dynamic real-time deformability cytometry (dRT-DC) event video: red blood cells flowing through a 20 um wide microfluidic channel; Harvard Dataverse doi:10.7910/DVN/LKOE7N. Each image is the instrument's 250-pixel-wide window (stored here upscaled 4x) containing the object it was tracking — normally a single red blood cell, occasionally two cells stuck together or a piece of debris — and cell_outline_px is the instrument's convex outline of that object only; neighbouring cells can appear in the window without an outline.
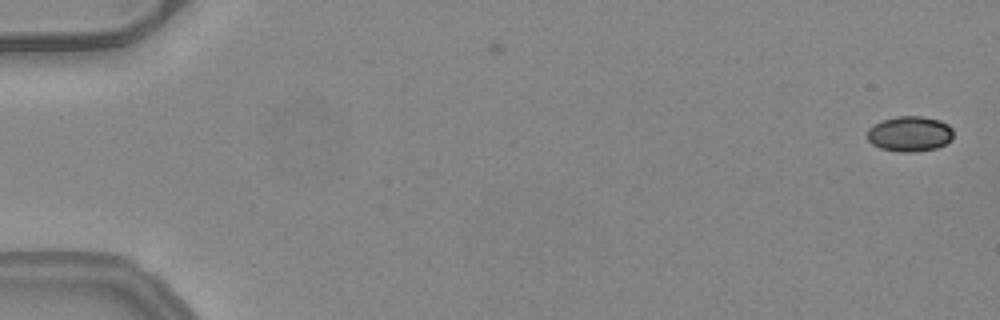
{"species": "common noctule bat (a hibernating species)", "species_latin": "Nyctalus noctula", "temperature_condition": "warm", "stored_images_in_passage": 52, "camera_frame_rate_fps": 3000, "um_per_image_px": 0.085, "animal": {"sex": "female", "body_mass_g": 24.6, "forearm_length_mm": 56.2}, "frame": {"image": 1, "passage_image": 1, "time_ms": 0.0, "image_size_px": [1000, 320], "cell_outline_px": [[952, 140], [936, 148], [916, 152], [900, 152], [880, 148], [872, 144], [868, 140], [868, 128], [884, 120], [896, 116], [920, 116], [940, 120], [948, 124], [952, 128]], "centroid_in_image_um": [77.34, 11.38], "position_along_channel_um": 7.7, "area_um2": 17.69}}
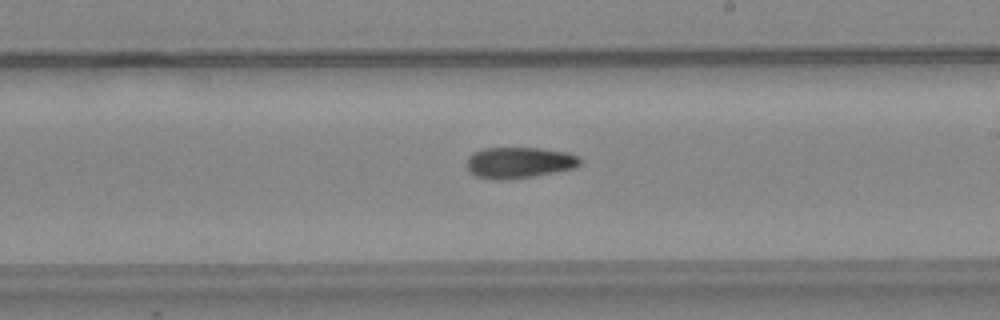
{"frame": {"image": 2, "passage_image": 31, "time_ms": 10.0, "image_size_px": [1000, 320], "cell_outline_px": [[580, 164], [576, 168], [556, 172], [508, 180], [492, 180], [476, 176], [468, 172], [468, 156], [484, 148], [536, 148], [568, 152], [580, 156]], "centroid_in_image_um": [44.14, 13.83], "position_along_channel_um": 244.9, "area_um2": 20.63}}
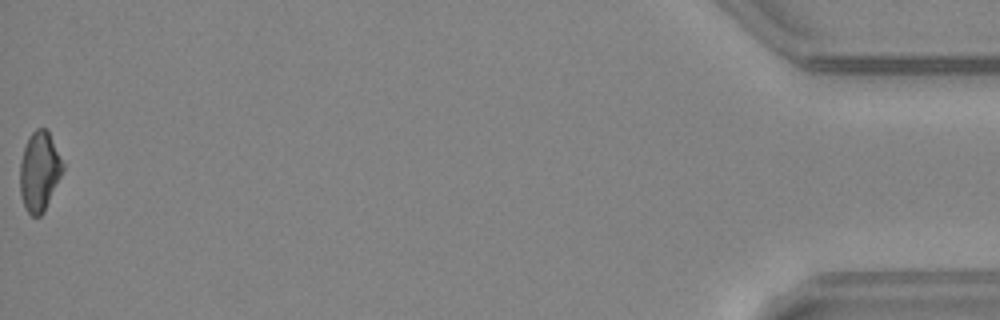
{"frame": {"image": 3, "passage_image": 52, "time_ms": 17.0, "image_size_px": [1000, 320], "cell_outline_px": [[64, 168], [44, 212], [40, 216], [32, 216], [24, 208], [20, 196], [20, 164], [24, 148], [28, 136], [36, 128], [48, 128], [64, 164]], "centroid_in_image_um": [3.34, 14.55], "position_along_channel_um": 431.9, "area_um2": 20.0}, "authors_computed_cell_mechanics": {"area_um2": 20.23, "velocity_mm_per_s": 4.0563, "shape_relaxation_time_tau1_ms": null, "shape_relaxation_time_tau2_ms": 9.9226, "deformation_change_tau1": null, "deformation_change_tau2": 0.1898}}